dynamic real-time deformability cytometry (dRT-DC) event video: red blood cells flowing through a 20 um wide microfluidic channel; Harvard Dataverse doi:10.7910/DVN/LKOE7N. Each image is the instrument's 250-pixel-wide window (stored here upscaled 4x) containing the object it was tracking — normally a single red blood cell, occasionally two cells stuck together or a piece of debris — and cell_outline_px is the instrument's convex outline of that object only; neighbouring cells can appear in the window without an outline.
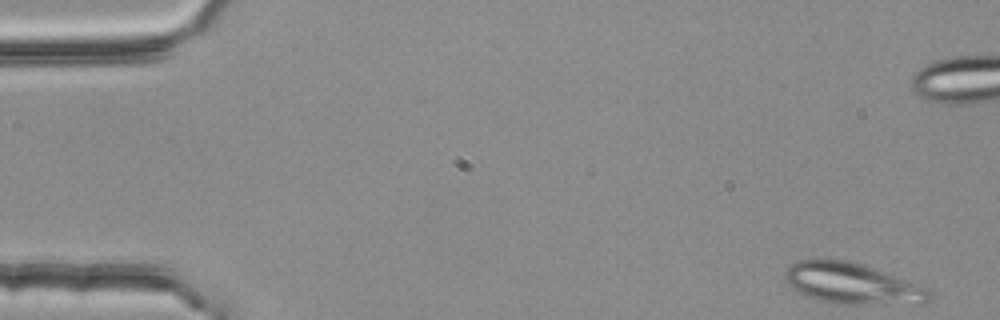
{"species": "common noctule bat (a hibernating species)", "species_latin": "Nyctalus noctula", "temperature_condition": "room temperature", "stored_images_in_passage": 7, "camera_frame_rate_fps": 3000, "um_per_image_px": 0.085, "animal": {"sex": "female", "body_mass_g": 25.1}, "frame": {"image": 1, "passage_image": 1, "time_ms": 0.0, "image_size_px": [1000, 320], "cell_outline_px": [[932, 300], [924, 304], [836, 304], [820, 300], [808, 296], [800, 292], [788, 284], [784, 280], [784, 276], [788, 268], [792, 264], [800, 260], [848, 260], [912, 280], [928, 288], [932, 292]], "centroid_in_image_um": [72.55, 24.12], "position_along_channel_um": 12.4, "area_um2": 34.68}}
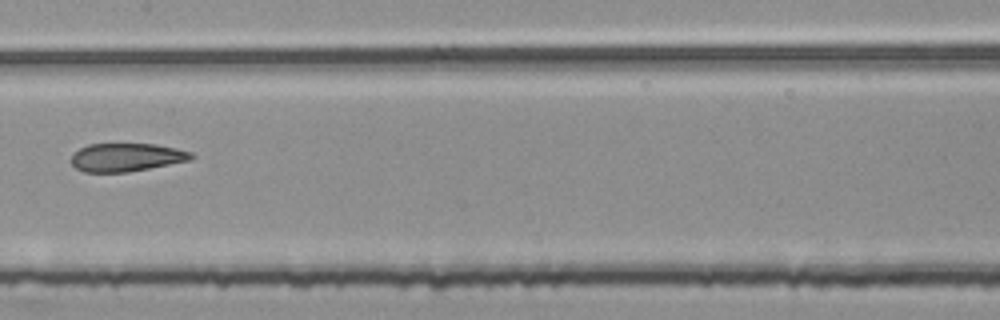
{"frame": {"image": 2, "passage_image": 7, "time_ms": 2.0, "image_size_px": [1000, 320], "cell_outline_px": [[196, 156], [188, 160], [128, 172], [84, 172], [76, 168], [72, 164], [72, 156], [80, 148], [88, 144], [156, 144], [176, 148], [192, 152]], "centroid_in_image_um": [10.74, 13.36], "position_along_channel_um": 196.7, "area_um2": 19.54}}